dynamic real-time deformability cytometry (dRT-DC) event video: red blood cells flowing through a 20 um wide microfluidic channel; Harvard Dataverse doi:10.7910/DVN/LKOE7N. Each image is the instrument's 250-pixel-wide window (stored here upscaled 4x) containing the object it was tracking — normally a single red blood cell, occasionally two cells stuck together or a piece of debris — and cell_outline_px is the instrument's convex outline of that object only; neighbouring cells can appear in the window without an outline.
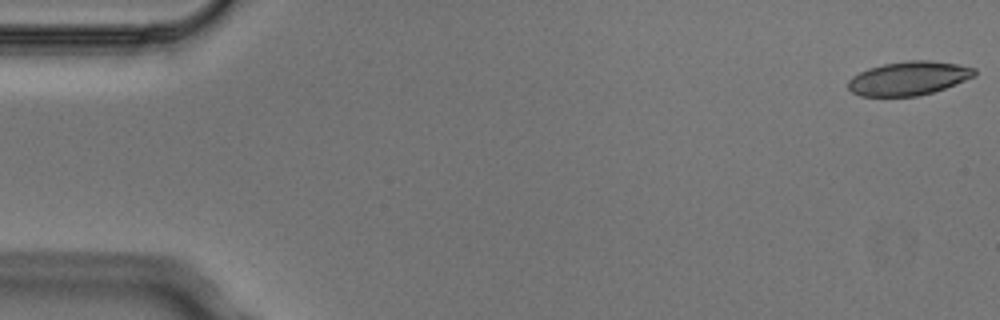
{"species": "Egyptian fruit bat (a non-hibernating species)", "species_latin": "Rousettus aegyptiacus", "temperature_condition": "cold", "stored_images_in_passage": 4, "camera_frame_rate_fps": 3000, "um_per_image_px": 0.085, "animal": {"sex": "male"}, "frame": {"image": 1, "passage_image": 1, "time_ms": 0.0, "image_size_px": [1000, 320], "cell_outline_px": [[976, 76], [944, 88], [932, 92], [916, 96], [860, 96], [852, 92], [848, 88], [848, 80], [852, 76], [868, 68], [884, 64], [908, 60], [928, 60], [956, 64], [976, 68]], "centroid_in_image_um": [77.22, 6.65], "position_along_channel_um": 7.8, "area_um2": 24.8}}
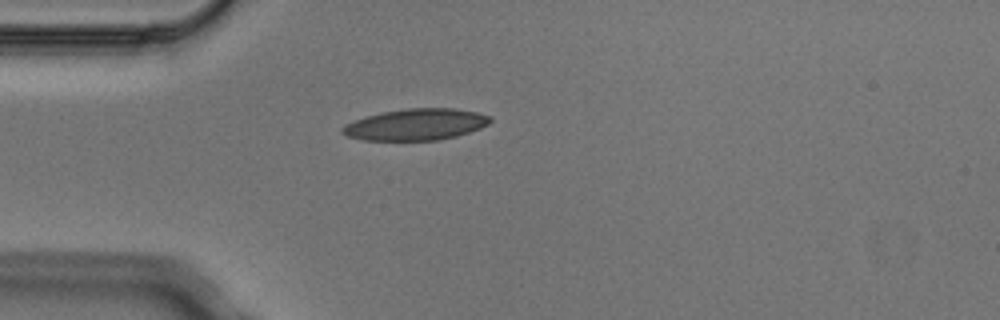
{"frame": {"image": 2, "passage_image": 4, "time_ms": 1.0, "image_size_px": [1000, 320], "cell_outline_px": [[492, 120], [488, 124], [480, 128], [456, 136], [440, 140], [364, 140], [348, 136], [340, 132], [340, 128], [344, 124], [368, 116], [384, 112], [408, 108], [452, 108], [476, 112], [492, 116]], "centroid_in_image_um": [35.36, 10.58], "position_along_channel_um": 49.6, "area_um2": 26.93}}